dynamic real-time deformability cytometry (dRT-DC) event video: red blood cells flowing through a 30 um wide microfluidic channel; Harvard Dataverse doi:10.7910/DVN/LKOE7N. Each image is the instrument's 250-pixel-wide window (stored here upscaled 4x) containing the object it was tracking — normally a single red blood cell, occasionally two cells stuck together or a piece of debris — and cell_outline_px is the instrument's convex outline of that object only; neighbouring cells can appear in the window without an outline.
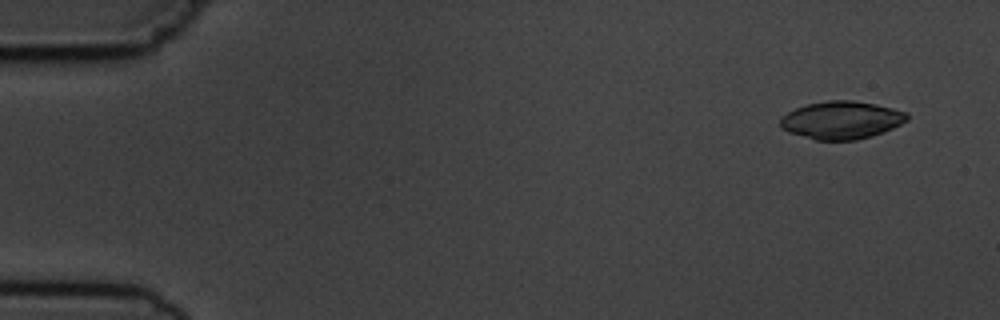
{"species": "common noctule bat (a hibernating species)", "species_latin": "Nyctalus noctula", "temperature_condition": "cold", "stored_images_in_passage": 7, "camera_frame_rate_fps": 3000, "um_per_image_px": 0.085, "animal": {"sex": "male", "body_mass_g": 19.5, "forearm_length_mm": 54.6}, "frame": {"image": 1, "passage_image": 1, "time_ms": 0.0, "image_size_px": [1000, 320], "cell_outline_px": [[908, 120], [884, 132], [872, 136], [856, 140], [816, 140], [788, 132], [780, 128], [780, 120], [788, 112], [804, 104], [828, 100], [852, 100], [876, 104], [908, 112]], "centroid_in_image_um": [71.53, 10.2], "position_along_channel_um": 13.5, "area_um2": 28.03}}